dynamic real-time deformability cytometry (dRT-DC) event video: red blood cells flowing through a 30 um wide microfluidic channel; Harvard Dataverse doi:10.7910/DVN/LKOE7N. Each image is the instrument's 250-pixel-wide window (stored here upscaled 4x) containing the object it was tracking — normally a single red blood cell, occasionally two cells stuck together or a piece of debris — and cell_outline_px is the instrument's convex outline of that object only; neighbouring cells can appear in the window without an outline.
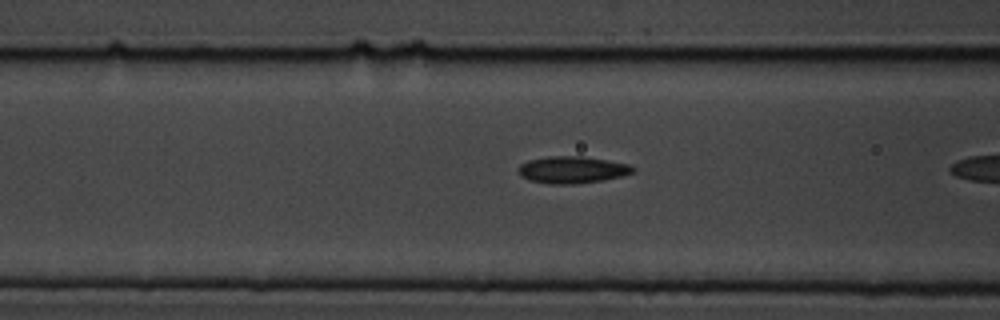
{"species": "common noctule bat (a hibernating species)", "species_latin": "Nyctalus noctula", "temperature_condition": "cold", "stored_images_in_passage": 6, "segment_of_instrument_passage": [2, 2], "camera_frame_rate_fps": 3000, "um_per_image_px": 0.085, "animal": {"sex": "male", "body_mass_g": 19.5, "forearm_length_mm": 54.6}, "frame": {"image": 1, "passage_image": 6, "time_ms": 6.667, "image_size_px": [1000, 320], "cell_outline_px": [[636, 172], [604, 180], [576, 184], [552, 184], [528, 180], [520, 176], [516, 172], [516, 168], [520, 164], [528, 160], [548, 156], [584, 156], [608, 160], [628, 164], [636, 168]], "centroid_in_image_um": [48.61, 14.43], "position_along_channel_um": 118.0, "area_um2": 18.32}}